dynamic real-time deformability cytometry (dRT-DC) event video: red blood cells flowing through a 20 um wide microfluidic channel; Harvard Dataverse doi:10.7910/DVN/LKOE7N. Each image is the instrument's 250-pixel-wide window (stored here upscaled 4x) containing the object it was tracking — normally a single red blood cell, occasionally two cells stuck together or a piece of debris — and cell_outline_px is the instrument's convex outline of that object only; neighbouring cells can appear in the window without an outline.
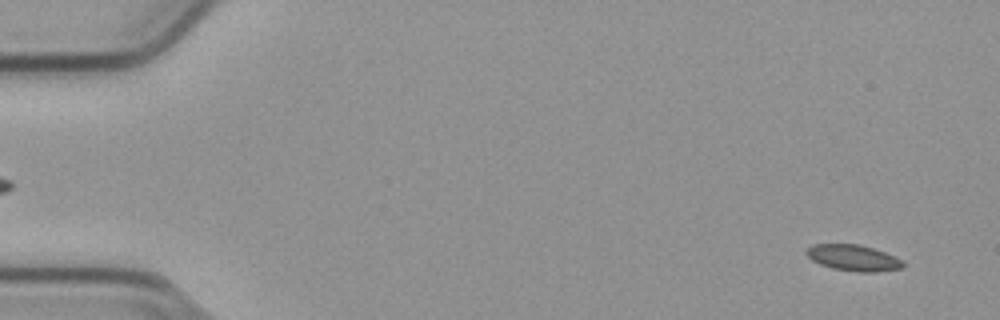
{"species": "common noctule bat (a hibernating species)", "species_latin": "Nyctalus noctula", "temperature_condition": "cold", "stored_images_in_passage": 55, "camera_frame_rate_fps": 3000, "um_per_image_px": 0.085, "animal": {"sex": "male", "body_mass_g": 23.1, "forearm_length_mm": 52.7}, "frame": {"image": 1, "passage_image": 3, "time_ms": 0.667, "image_size_px": [1000, 320], "cell_outline_px": [[904, 268], [872, 272], [860, 272], [832, 268], [820, 264], [812, 260], [804, 252], [812, 244], [860, 244], [884, 252], [904, 260]], "centroid_in_image_um": [72.54, 21.91], "position_along_channel_um": 12.5, "area_um2": 14.68}}
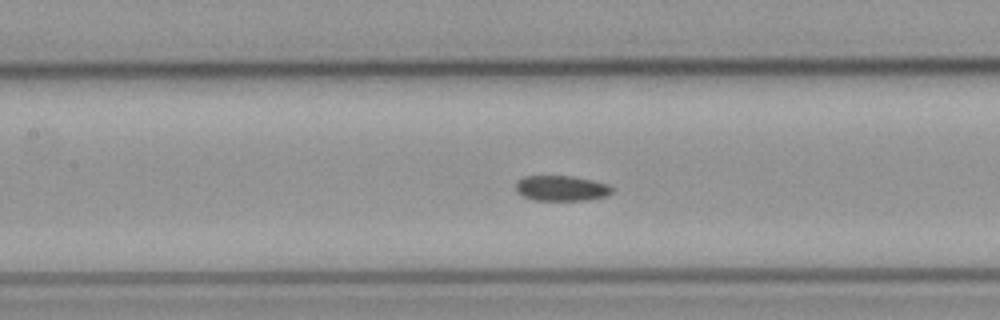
{"frame": {"image": 2, "passage_image": 25, "time_ms": 8.0, "image_size_px": [1000, 320], "cell_outline_px": [[616, 188], [608, 196], [588, 200], [532, 200], [516, 192], [516, 180], [524, 176], [572, 176], [592, 180], [608, 184]], "centroid_in_image_um": [47.74, 16.0], "position_along_channel_um": 159.7, "area_um2": 14.45}}
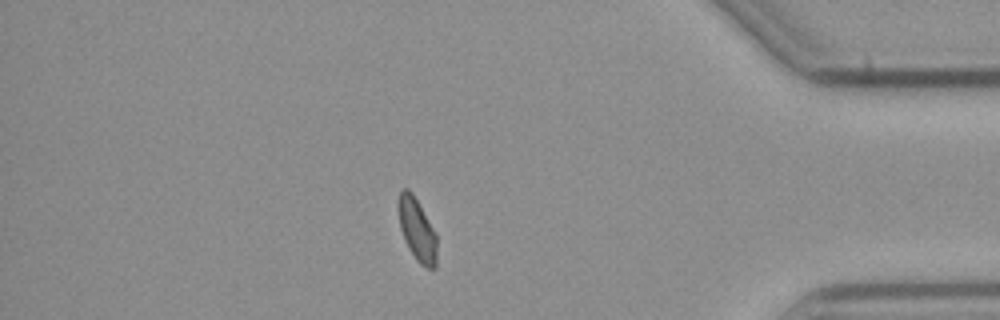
{"frame": {"image": 3, "passage_image": 47, "time_ms": 15.333, "image_size_px": [1000, 320], "cell_outline_px": [[436, 268], [428, 268], [420, 264], [416, 260], [408, 248], [404, 240], [400, 228], [400, 188], [408, 188], [412, 192], [432, 228], [436, 236]], "centroid_in_image_um": [35.45, 19.57], "position_along_channel_um": 399.7, "area_um2": 13.53}}